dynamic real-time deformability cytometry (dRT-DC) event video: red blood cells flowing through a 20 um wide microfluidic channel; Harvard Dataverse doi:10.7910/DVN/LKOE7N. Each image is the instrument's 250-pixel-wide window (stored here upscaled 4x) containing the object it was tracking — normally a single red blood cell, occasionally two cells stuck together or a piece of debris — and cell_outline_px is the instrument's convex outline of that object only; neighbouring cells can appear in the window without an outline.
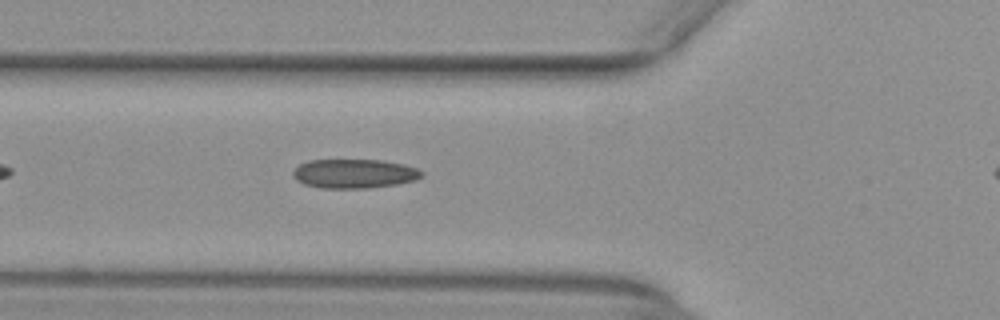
{"species": "common noctule bat (a hibernating species)", "species_latin": "Nyctalus noctula", "temperature_condition": "warm", "stored_images_in_passage": 33, "camera_frame_rate_fps": 3000, "um_per_image_px": 0.085, "animal": {"sex": "female", "body_mass_g": 29.2, "forearm_length_mm": 56.3}, "frame": {"image": 1, "passage_image": 6, "time_ms": 1.667, "image_size_px": [1000, 320], "cell_outline_px": [[424, 176], [416, 180], [396, 184], [368, 188], [320, 188], [304, 184], [296, 180], [292, 176], [292, 172], [300, 164], [308, 160], [380, 160], [404, 164], [416, 168], [424, 172]], "centroid_in_image_um": [30.12, 14.76], "position_along_channel_um": 95.7, "area_um2": 21.96}}
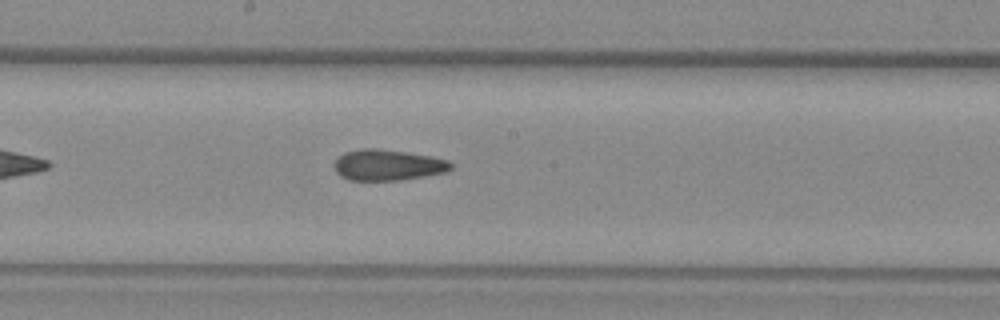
{"frame": {"image": 2, "passage_image": 15, "time_ms": 4.667, "image_size_px": [1000, 320], "cell_outline_px": [[452, 168], [448, 172], [400, 180], [348, 180], [340, 176], [336, 172], [336, 156], [344, 152], [360, 148], [376, 148], [432, 156], [448, 160], [452, 164]], "centroid_in_image_um": [32.96, 14.02], "position_along_channel_um": 215.2, "area_um2": 21.1}}
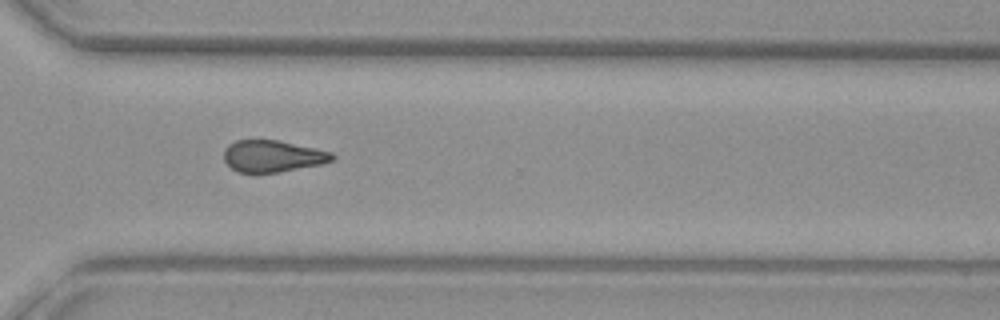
{"frame": {"image": 3, "passage_image": 25, "time_ms": 8.0, "image_size_px": [1000, 320], "cell_outline_px": [[336, 156], [332, 160], [320, 164], [276, 172], [236, 172], [224, 160], [224, 148], [228, 144], [236, 140], [280, 140], [316, 148], [332, 152]], "centroid_in_image_um": [23.16, 13.25], "position_along_channel_um": 347.4, "area_um2": 19.94}}